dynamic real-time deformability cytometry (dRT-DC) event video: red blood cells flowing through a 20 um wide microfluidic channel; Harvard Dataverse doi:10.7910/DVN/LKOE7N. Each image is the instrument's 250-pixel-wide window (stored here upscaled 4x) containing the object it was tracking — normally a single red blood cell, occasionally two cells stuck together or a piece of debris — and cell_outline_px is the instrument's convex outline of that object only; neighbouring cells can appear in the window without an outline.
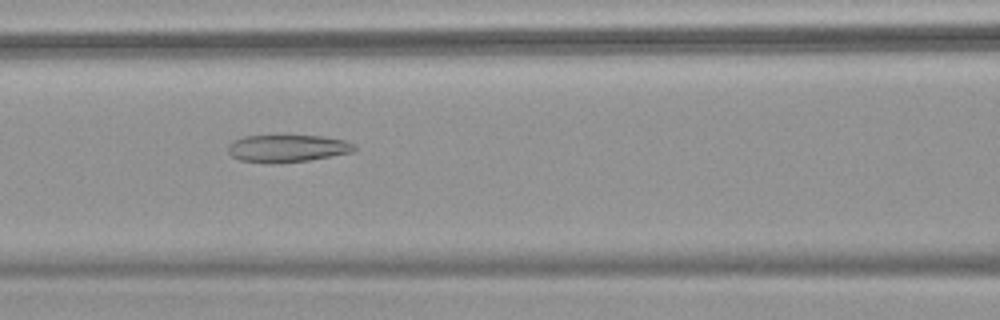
{"species": "common noctule bat (a hibernating species)", "species_latin": "Nyctalus noctula", "temperature_condition": "warm", "stored_images_in_passage": 48, "camera_frame_rate_fps": 3000, "um_per_image_px": 0.085, "animal": {"sex": "female", "body_mass_g": 18.4}, "frame": {"image": 1, "passage_image": 19, "time_ms": 6.0, "image_size_px": [1000, 320], "cell_outline_px": [[356, 148], [352, 152], [332, 156], [308, 160], [272, 164], [240, 160], [232, 156], [228, 152], [228, 144], [232, 140], [244, 136], [324, 136], [344, 140], [356, 144]], "centroid_in_image_um": [24.41, 12.61], "position_along_channel_um": 142.2, "area_um2": 20.23}}
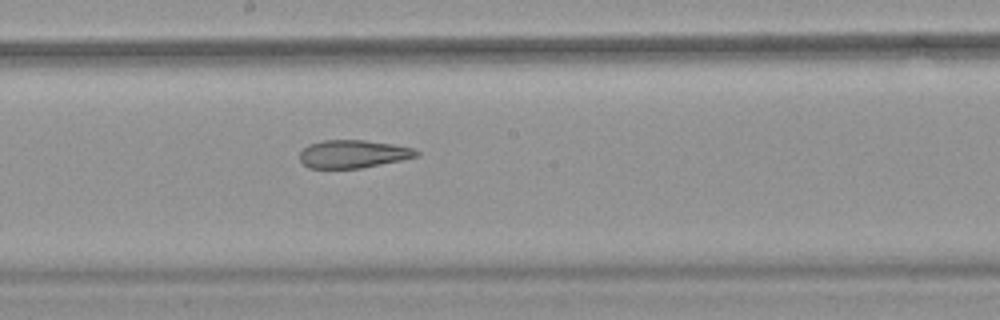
{"frame": {"image": 2, "passage_image": 25, "time_ms": 8.0, "image_size_px": [1000, 320], "cell_outline_px": [[420, 156], [360, 168], [308, 168], [300, 160], [300, 152], [308, 144], [324, 140], [364, 140], [392, 144], [412, 148], [420, 152]], "centroid_in_image_um": [30.0, 13.08], "position_along_channel_um": 218.2, "area_um2": 18.9}}
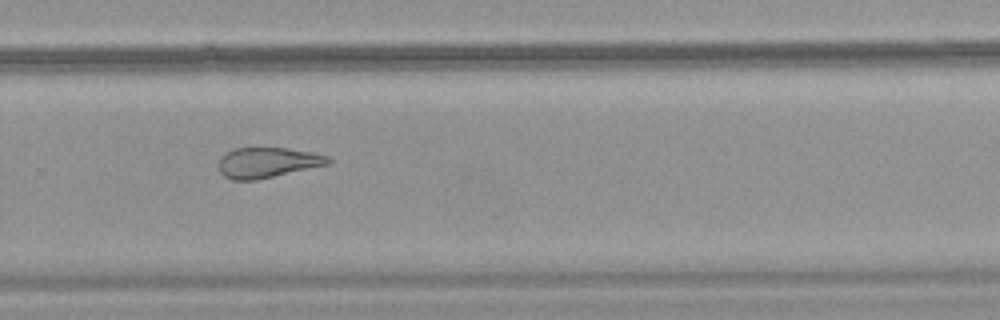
{"frame": {"image": 3, "passage_image": 32, "time_ms": 10.333, "image_size_px": [1000, 320], "cell_outline_px": [[332, 160], [328, 164], [256, 180], [232, 180], [224, 176], [220, 172], [220, 156], [224, 152], [232, 148], [288, 148], [312, 152], [328, 156]], "centroid_in_image_um": [22.71, 13.8], "position_along_channel_um": 307.1, "area_um2": 19.31}, "authors_computed_cell_mechanics": {"area_um2": 24.2182, "velocity_mm_per_s": 3.8249, "shape_relaxation_time_tau1_ms": null, "shape_relaxation_time_tau2_ms": 2.8924, "deformation_change_tau1": null, "deformation_change_tau2": 0.1274}}